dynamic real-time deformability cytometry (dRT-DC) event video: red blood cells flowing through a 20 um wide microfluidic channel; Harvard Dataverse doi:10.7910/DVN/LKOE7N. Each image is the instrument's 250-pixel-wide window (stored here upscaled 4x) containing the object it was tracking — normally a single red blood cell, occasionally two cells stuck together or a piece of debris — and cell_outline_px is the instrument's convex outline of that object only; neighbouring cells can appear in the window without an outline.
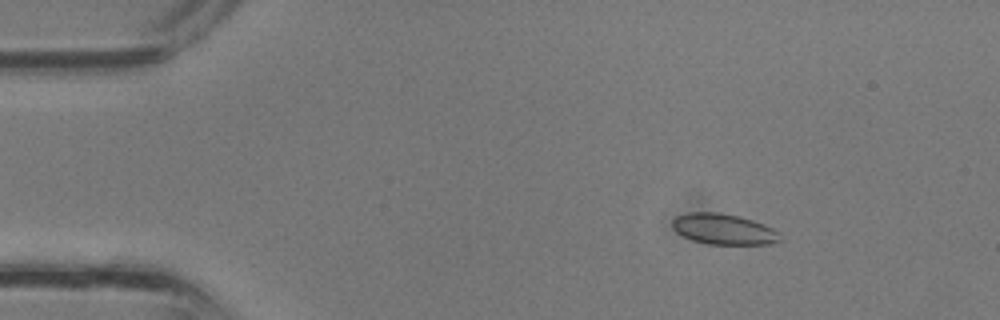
{"species": "common noctule bat (a hibernating species)", "species_latin": "Nyctalus noctula", "temperature_condition": "room temperature", "stored_images_in_passage": 37, "camera_frame_rate_fps": 3000, "um_per_image_px": 0.085, "animal": {"sex": "male", "body_mass_g": 13.3}, "frame": {"image": 1, "passage_image": 6, "time_ms": 1.667, "image_size_px": [1000, 320], "cell_outline_px": [[780, 240], [772, 244], [708, 244], [692, 240], [676, 232], [672, 228], [672, 220], [676, 216], [688, 212], [716, 212], [736, 216], [752, 220], [764, 224], [780, 232]], "centroid_in_image_um": [61.49, 19.48], "position_along_channel_um": 23.5, "area_um2": 19.25}}
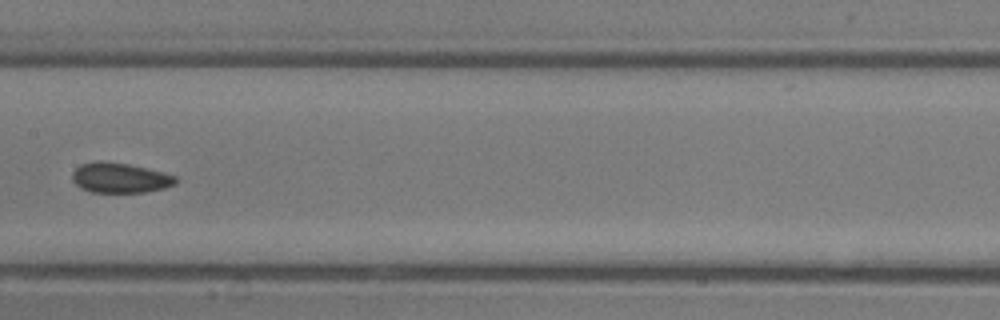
{"frame": {"image": 2, "passage_image": 19, "time_ms": 6.0, "image_size_px": [1000, 320], "cell_outline_px": [[176, 184], [164, 188], [144, 192], [92, 192], [80, 188], [72, 180], [72, 172], [80, 164], [100, 160], [128, 164], [176, 176]], "centroid_in_image_um": [10.15, 15.11], "position_along_channel_um": 197.3, "area_um2": 17.98}}
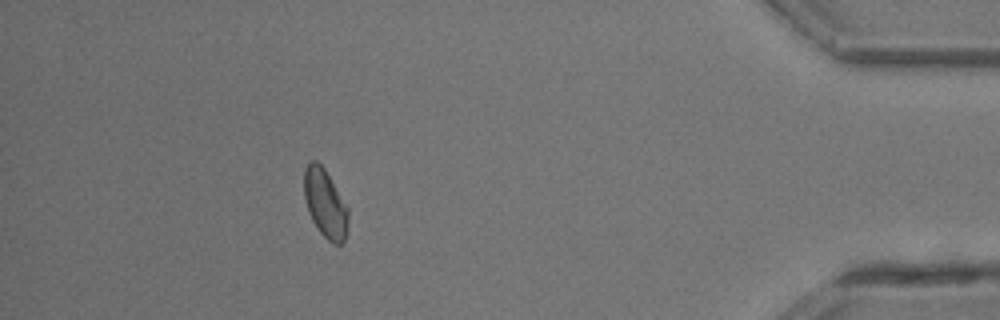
{"frame": {"image": 3, "passage_image": 33, "time_ms": 10.667, "image_size_px": [1000, 320], "cell_outline_px": [[348, 224], [344, 240], [340, 244], [332, 244], [320, 232], [312, 220], [308, 212], [304, 196], [304, 168], [308, 160], [316, 160], [324, 168], [348, 208]], "centroid_in_image_um": [27.62, 17.28], "position_along_channel_um": 407.6, "area_um2": 17.57}}